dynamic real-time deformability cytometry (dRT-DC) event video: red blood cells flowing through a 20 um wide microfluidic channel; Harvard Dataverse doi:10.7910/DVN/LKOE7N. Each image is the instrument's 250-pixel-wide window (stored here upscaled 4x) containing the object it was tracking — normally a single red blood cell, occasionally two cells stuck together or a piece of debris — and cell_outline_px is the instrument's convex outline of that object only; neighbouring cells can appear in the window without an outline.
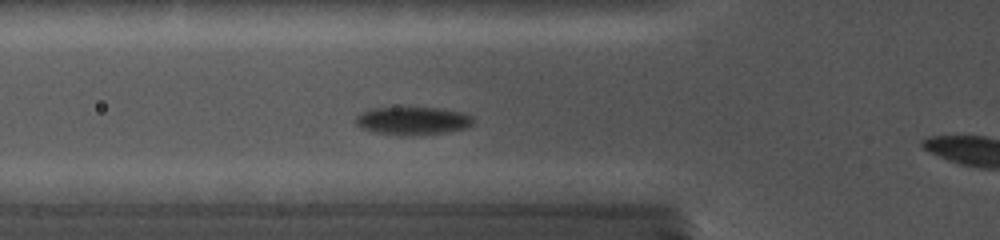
{"species": "common noctule bat (a hibernating species)", "species_latin": "Nyctalus noctula", "temperature_condition": "cold", "stored_images_in_passage": 14, "camera_frame_rate_fps": 5000, "um_per_image_px": 0.085, "animal": {"sex": "female", "body_mass_g": 19.0, "forearm_length_mm": 56.7}, "frame": {"image": 1, "passage_image": 13, "time_ms": 3.2, "image_size_px": [1000, 240], "cell_outline_px": [[472, 124], [468, 128], [424, 136], [376, 132], [360, 128], [356, 124], [356, 116], [372, 108], [440, 108], [460, 112], [472, 116]], "centroid_in_image_um": [35.12, 10.27], "position_along_channel_um": 90.7, "area_um2": 18.96}}